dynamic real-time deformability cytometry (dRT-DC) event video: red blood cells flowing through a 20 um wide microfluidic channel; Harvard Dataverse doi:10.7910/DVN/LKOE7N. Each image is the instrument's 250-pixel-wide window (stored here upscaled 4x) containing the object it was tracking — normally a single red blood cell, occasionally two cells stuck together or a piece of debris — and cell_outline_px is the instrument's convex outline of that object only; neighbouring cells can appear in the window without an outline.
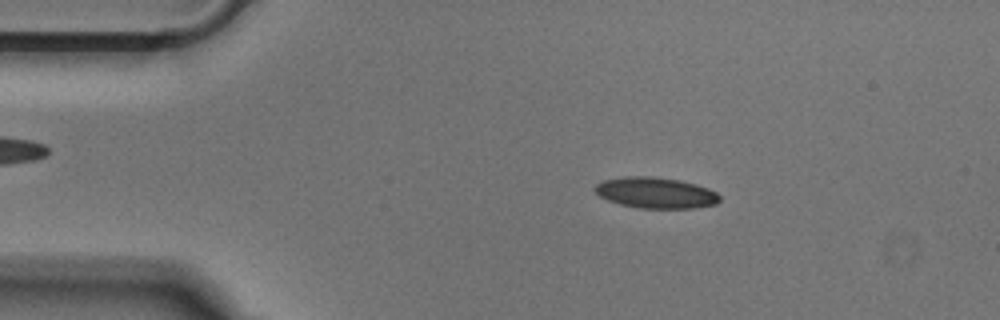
{"species": "Egyptian fruit bat (a non-hibernating species)", "species_latin": "Rousettus aegyptiacus", "temperature_condition": "cold", "stored_images_in_passage": 50, "camera_frame_rate_fps": 3000, "um_per_image_px": 0.085, "animal": {"sex": "male"}, "frame": {"image": 1, "passage_image": 8, "time_ms": 2.333, "image_size_px": [1000, 320], "cell_outline_px": [[720, 200], [716, 204], [696, 208], [640, 208], [620, 204], [608, 200], [600, 196], [596, 192], [596, 184], [604, 180], [624, 176], [652, 176], [680, 180], [696, 184], [708, 188], [716, 192], [720, 196]], "centroid_in_image_um": [55.77, 16.38], "position_along_channel_um": 29.2, "area_um2": 22.48}}
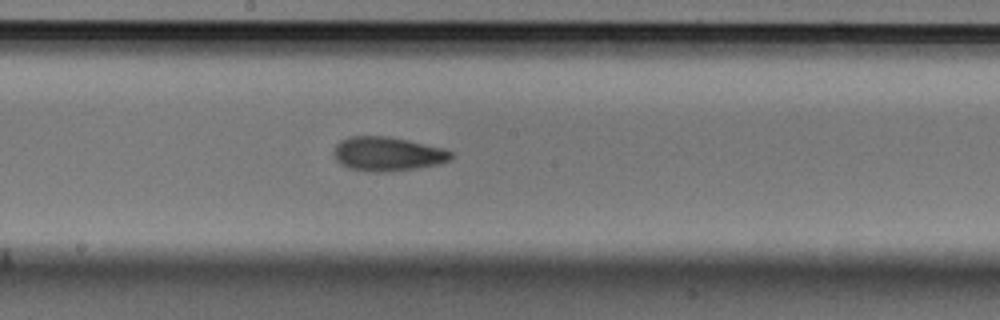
{"frame": {"image": 2, "passage_image": 26, "time_ms": 8.333, "image_size_px": [1000, 320], "cell_outline_px": [[452, 156], [448, 160], [440, 164], [416, 168], [384, 172], [368, 172], [348, 168], [340, 164], [336, 160], [336, 144], [340, 140], [348, 136], [388, 136], [408, 140], [444, 148], [452, 152]], "centroid_in_image_um": [32.94, 13.08], "position_along_channel_um": 215.3, "area_um2": 23.29}}
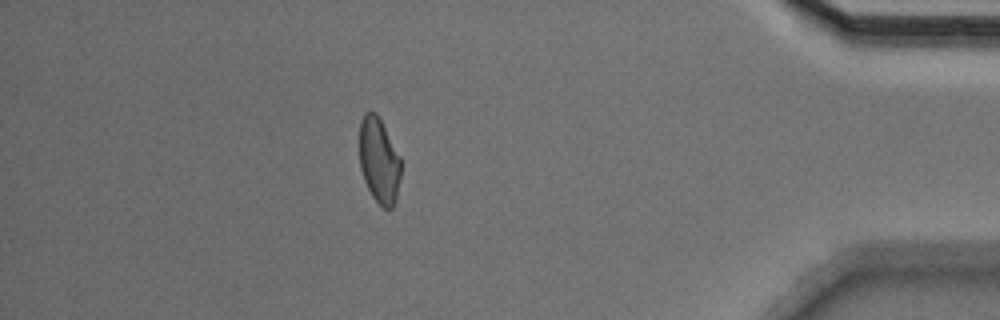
{"frame": {"image": 3, "passage_image": 44, "time_ms": 14.333, "image_size_px": [1000, 320], "cell_outline_px": [[400, 176], [396, 200], [392, 208], [384, 208], [372, 196], [364, 180], [360, 168], [360, 120], [364, 112], [376, 112], [400, 156]], "centroid_in_image_um": [32.21, 13.64], "position_along_channel_um": 403.0, "area_um2": 20.46}}